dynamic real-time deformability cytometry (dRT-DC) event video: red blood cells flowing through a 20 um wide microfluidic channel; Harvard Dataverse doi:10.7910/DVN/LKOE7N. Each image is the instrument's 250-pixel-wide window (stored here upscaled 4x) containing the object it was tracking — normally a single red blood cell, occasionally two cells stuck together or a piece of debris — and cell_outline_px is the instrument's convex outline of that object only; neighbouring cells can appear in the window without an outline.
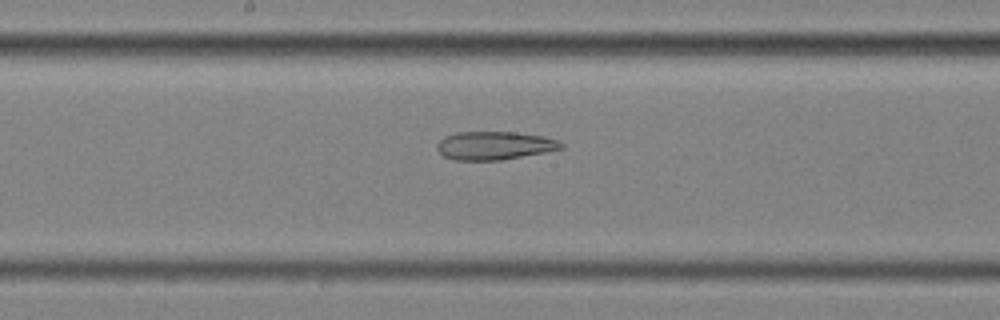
{"species": "common noctule bat (a hibernating species)", "species_latin": "Nyctalus noctula", "temperature_condition": "cold", "stored_images_in_passage": 41, "camera_frame_rate_fps": 3000, "um_per_image_px": 0.085, "animal": {"sex": "female", "body_mass_g": 25.1}, "frame": {"image": 1, "passage_image": 17, "time_ms": 5.333, "image_size_px": [1000, 320], "cell_outline_px": [[564, 148], [544, 152], [500, 160], [456, 160], [444, 156], [436, 148], [436, 144], [444, 136], [456, 132], [516, 132], [544, 136], [556, 140], [564, 144]], "centroid_in_image_um": [42.01, 12.36], "position_along_channel_um": 206.2, "area_um2": 20.4}}
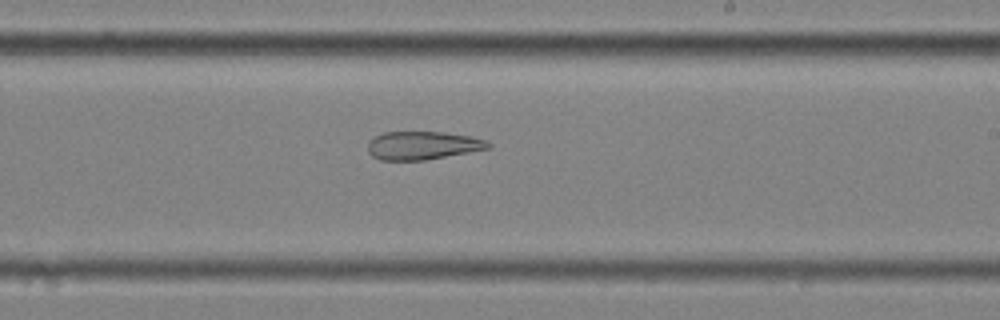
{"frame": {"image": 2, "passage_image": 21, "time_ms": 6.667, "image_size_px": [1000, 320], "cell_outline_px": [[492, 148], [424, 160], [380, 160], [372, 156], [368, 152], [368, 144], [376, 136], [384, 132], [444, 132], [472, 136], [488, 140], [492, 144]], "centroid_in_image_um": [35.99, 12.36], "position_along_channel_um": 253.0, "area_um2": 19.88}}
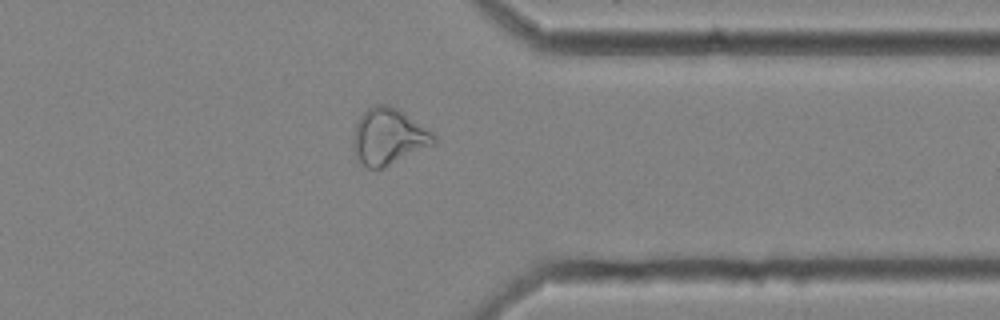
{"frame": {"image": 3, "passage_image": 32, "time_ms": 10.333, "image_size_px": [1000, 320], "cell_outline_px": [[436, 144], [380, 168], [368, 168], [360, 164], [352, 152], [352, 136], [356, 124], [360, 116], [372, 104], [388, 104], [396, 108], [432, 132], [436, 136]], "centroid_in_image_um": [32.97, 11.61], "position_along_channel_um": 378.4, "area_um2": 26.41}}